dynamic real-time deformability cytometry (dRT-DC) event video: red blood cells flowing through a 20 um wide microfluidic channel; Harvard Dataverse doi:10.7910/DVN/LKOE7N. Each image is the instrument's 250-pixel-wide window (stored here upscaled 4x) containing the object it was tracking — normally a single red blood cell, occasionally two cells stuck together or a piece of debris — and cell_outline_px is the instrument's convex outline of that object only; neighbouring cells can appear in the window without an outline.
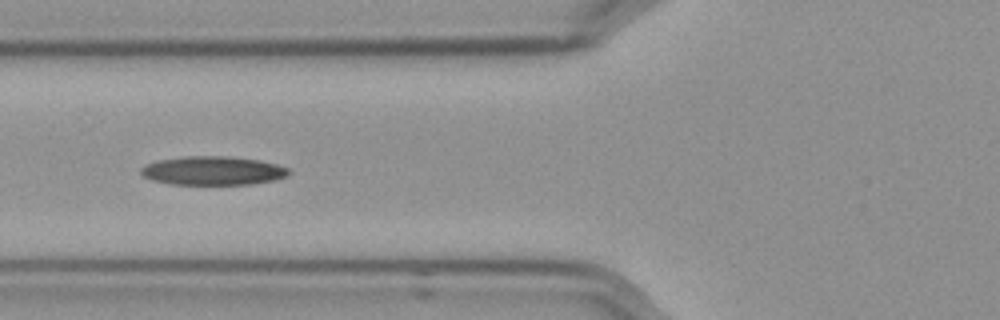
{"species": "Egyptian fruit bat (a non-hibernating species)", "species_latin": "Rousettus aegyptiacus", "temperature_condition": "cold", "stored_images_in_passage": 37, "camera_frame_rate_fps": 3000, "um_per_image_px": 0.085, "frame": {"image": 1, "passage_image": 6, "time_ms": 1.667, "image_size_px": [1000, 320], "cell_outline_px": [[292, 172], [288, 176], [276, 180], [252, 184], [172, 184], [152, 180], [144, 176], [140, 172], [140, 168], [144, 164], [156, 160], [184, 156], [228, 156], [260, 160], [276, 164], [288, 168]], "centroid_in_image_um": [18.1, 14.5], "position_along_channel_um": 107.7, "area_um2": 25.03}, "authors_computed_cell_mechanics": {"area_um2": 24.1026, "velocity_mm_per_s": 3.5746, "shape_relaxation_time_tau1_ms": 6.5175, "shape_relaxation_time_tau2_ms": null, "deformation_change_tau1": 0.1594, "deformation_change_tau2": null}}